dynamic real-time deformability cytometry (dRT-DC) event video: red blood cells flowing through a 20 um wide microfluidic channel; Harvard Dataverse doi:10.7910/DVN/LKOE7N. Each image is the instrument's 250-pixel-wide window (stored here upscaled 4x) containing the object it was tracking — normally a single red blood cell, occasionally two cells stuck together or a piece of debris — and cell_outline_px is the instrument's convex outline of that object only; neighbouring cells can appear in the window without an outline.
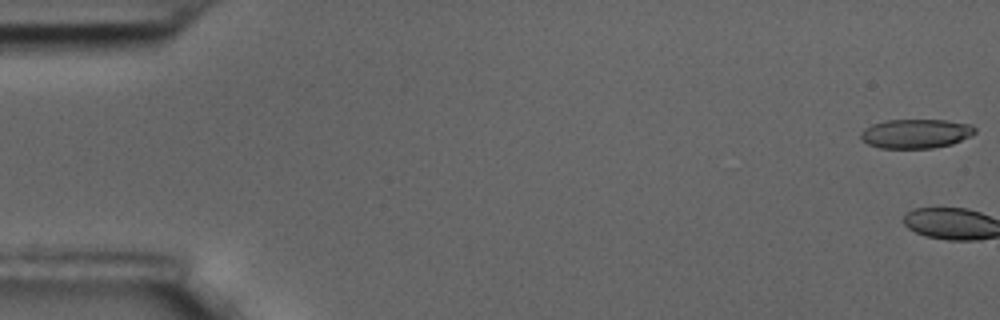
{"species": "common noctule bat (a hibernating species)", "species_latin": "Nyctalus noctula", "temperature_condition": "room temperature", "stored_images_in_passage": 3, "camera_frame_rate_fps": 3000, "um_per_image_px": 0.085, "animal": {"sex": "male", "body_mass_g": 17.5, "forearm_length_mm": 52.3}, "frame": {"image": 1, "passage_image": 1, "time_ms": 0.0, "image_size_px": [1000, 320], "cell_outline_px": [[976, 132], [972, 136], [952, 144], [932, 148], [880, 148], [868, 144], [860, 140], [860, 132], [864, 128], [872, 124], [888, 120], [948, 120], [972, 124], [976, 128]], "centroid_in_image_um": [77.86, 11.36], "position_along_channel_um": 7.1, "area_um2": 19.71}}